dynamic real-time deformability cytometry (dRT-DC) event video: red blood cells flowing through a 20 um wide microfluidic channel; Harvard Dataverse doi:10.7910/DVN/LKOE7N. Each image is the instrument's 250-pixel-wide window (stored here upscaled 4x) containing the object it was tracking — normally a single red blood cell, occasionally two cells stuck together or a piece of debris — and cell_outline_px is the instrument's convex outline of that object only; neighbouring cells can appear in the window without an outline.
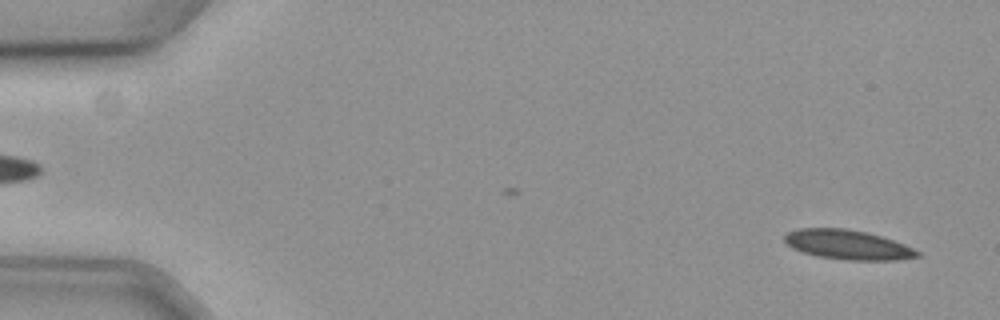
{"species": "common noctule bat (a hibernating species)", "species_latin": "Nyctalus noctula", "temperature_condition": "cold", "stored_images_in_passage": 30, "camera_frame_rate_fps": 3000, "um_per_image_px": 0.085, "animal": {"sex": "female", "body_mass_g": 19.3, "forearm_length_mm": 54.1}, "frame": {"image": 1, "passage_image": 4, "time_ms": 1.0, "image_size_px": [1000, 320], "cell_outline_px": [[920, 256], [900, 260], [848, 260], [816, 256], [792, 248], [784, 240], [784, 236], [788, 232], [800, 228], [844, 228], [864, 232], [880, 236], [904, 244], [920, 252]], "centroid_in_image_um": [72.06, 20.81], "position_along_channel_um": 12.9, "area_um2": 22.66}}
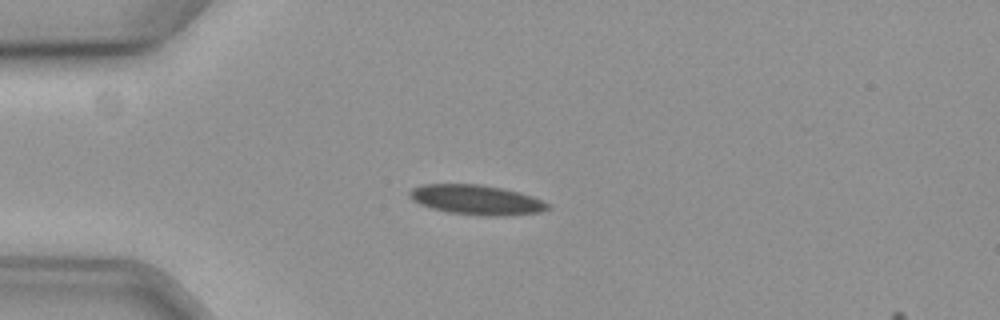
{"frame": {"image": 2, "passage_image": 16, "time_ms": 5.0, "image_size_px": [1000, 320], "cell_outline_px": [[548, 208], [540, 212], [504, 216], [492, 216], [448, 212], [432, 208], [420, 204], [412, 200], [408, 196], [408, 192], [412, 188], [424, 184], [480, 184], [520, 192], [532, 196], [548, 204]], "centroid_in_image_um": [40.45, 16.98], "position_along_channel_um": 44.5, "area_um2": 23.76}}
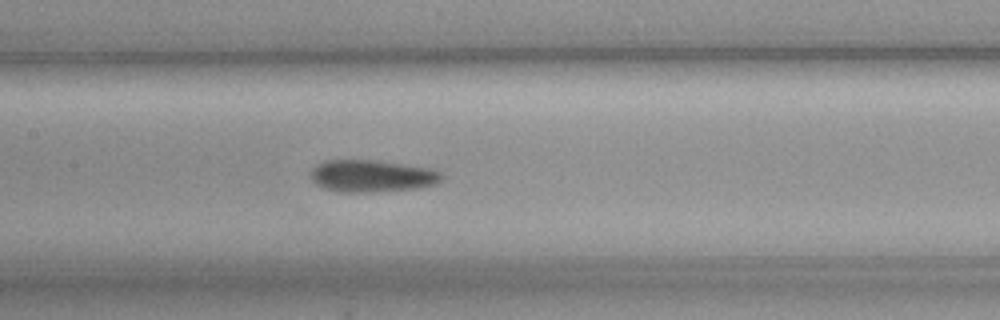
{"frame": {"image": 3, "passage_image": 29, "time_ms": 9.333, "image_size_px": [1000, 320], "cell_outline_px": [[444, 180], [436, 184], [420, 188], [372, 192], [340, 192], [324, 188], [316, 184], [308, 176], [312, 168], [316, 164], [328, 160], [376, 160], [432, 168], [440, 172], [444, 176]], "centroid_in_image_um": [31.63, 14.96], "position_along_channel_um": 175.8, "area_um2": 24.91}}